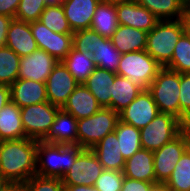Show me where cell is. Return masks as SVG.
<instances>
[{"mask_svg":"<svg viewBox=\"0 0 190 191\" xmlns=\"http://www.w3.org/2000/svg\"><path fill=\"white\" fill-rule=\"evenodd\" d=\"M37 144L28 137L0 141V177L5 182H26L36 175Z\"/></svg>","mask_w":190,"mask_h":191,"instance_id":"obj_1","label":"cell"},{"mask_svg":"<svg viewBox=\"0 0 190 191\" xmlns=\"http://www.w3.org/2000/svg\"><path fill=\"white\" fill-rule=\"evenodd\" d=\"M84 150L78 144H53L38 140L36 175L62 178Z\"/></svg>","mask_w":190,"mask_h":191,"instance_id":"obj_2","label":"cell"},{"mask_svg":"<svg viewBox=\"0 0 190 191\" xmlns=\"http://www.w3.org/2000/svg\"><path fill=\"white\" fill-rule=\"evenodd\" d=\"M183 33L182 19L159 21L147 34L146 52L162 67H166L171 62L175 44Z\"/></svg>","mask_w":190,"mask_h":191,"instance_id":"obj_3","label":"cell"},{"mask_svg":"<svg viewBox=\"0 0 190 191\" xmlns=\"http://www.w3.org/2000/svg\"><path fill=\"white\" fill-rule=\"evenodd\" d=\"M180 73L162 67L148 90L159 112L171 114L180 120Z\"/></svg>","mask_w":190,"mask_h":191,"instance_id":"obj_4","label":"cell"},{"mask_svg":"<svg viewBox=\"0 0 190 191\" xmlns=\"http://www.w3.org/2000/svg\"><path fill=\"white\" fill-rule=\"evenodd\" d=\"M118 121L119 113L105 107L90 117L77 120V144L92 149L107 134L114 132Z\"/></svg>","mask_w":190,"mask_h":191,"instance_id":"obj_5","label":"cell"},{"mask_svg":"<svg viewBox=\"0 0 190 191\" xmlns=\"http://www.w3.org/2000/svg\"><path fill=\"white\" fill-rule=\"evenodd\" d=\"M162 66L146 50L122 54L117 75L129 78L142 90H147Z\"/></svg>","mask_w":190,"mask_h":191,"instance_id":"obj_6","label":"cell"},{"mask_svg":"<svg viewBox=\"0 0 190 191\" xmlns=\"http://www.w3.org/2000/svg\"><path fill=\"white\" fill-rule=\"evenodd\" d=\"M183 131V123L171 114L161 113L140 129L142 149L152 152L172 141Z\"/></svg>","mask_w":190,"mask_h":191,"instance_id":"obj_7","label":"cell"},{"mask_svg":"<svg viewBox=\"0 0 190 191\" xmlns=\"http://www.w3.org/2000/svg\"><path fill=\"white\" fill-rule=\"evenodd\" d=\"M60 109L49 101L20 108L25 136L36 140H43L49 134Z\"/></svg>","mask_w":190,"mask_h":191,"instance_id":"obj_8","label":"cell"},{"mask_svg":"<svg viewBox=\"0 0 190 191\" xmlns=\"http://www.w3.org/2000/svg\"><path fill=\"white\" fill-rule=\"evenodd\" d=\"M189 148L187 134L182 131L169 143L154 151V173L157 182H166L184 152Z\"/></svg>","mask_w":190,"mask_h":191,"instance_id":"obj_9","label":"cell"},{"mask_svg":"<svg viewBox=\"0 0 190 191\" xmlns=\"http://www.w3.org/2000/svg\"><path fill=\"white\" fill-rule=\"evenodd\" d=\"M104 168L91 149H84L61 178L64 185L94 186Z\"/></svg>","mask_w":190,"mask_h":191,"instance_id":"obj_10","label":"cell"},{"mask_svg":"<svg viewBox=\"0 0 190 191\" xmlns=\"http://www.w3.org/2000/svg\"><path fill=\"white\" fill-rule=\"evenodd\" d=\"M32 35L40 50L52 55L58 62L63 61L73 47V33L60 34L51 31L41 21L30 23Z\"/></svg>","mask_w":190,"mask_h":191,"instance_id":"obj_11","label":"cell"},{"mask_svg":"<svg viewBox=\"0 0 190 191\" xmlns=\"http://www.w3.org/2000/svg\"><path fill=\"white\" fill-rule=\"evenodd\" d=\"M159 113V109L153 100L150 91L142 90L138 96L122 111L119 112V120L142 129L148 125Z\"/></svg>","mask_w":190,"mask_h":191,"instance_id":"obj_12","label":"cell"},{"mask_svg":"<svg viewBox=\"0 0 190 191\" xmlns=\"http://www.w3.org/2000/svg\"><path fill=\"white\" fill-rule=\"evenodd\" d=\"M78 82L67 70L62 61H59L53 68L46 81V91L48 101L62 108L69 95L78 86Z\"/></svg>","mask_w":190,"mask_h":191,"instance_id":"obj_13","label":"cell"},{"mask_svg":"<svg viewBox=\"0 0 190 191\" xmlns=\"http://www.w3.org/2000/svg\"><path fill=\"white\" fill-rule=\"evenodd\" d=\"M58 61L44 50L33 51L28 56L20 57L19 79H28L46 83Z\"/></svg>","mask_w":190,"mask_h":191,"instance_id":"obj_14","label":"cell"},{"mask_svg":"<svg viewBox=\"0 0 190 191\" xmlns=\"http://www.w3.org/2000/svg\"><path fill=\"white\" fill-rule=\"evenodd\" d=\"M118 23L145 32L152 30L160 21L152 12L135 0L116 5Z\"/></svg>","mask_w":190,"mask_h":191,"instance_id":"obj_15","label":"cell"},{"mask_svg":"<svg viewBox=\"0 0 190 191\" xmlns=\"http://www.w3.org/2000/svg\"><path fill=\"white\" fill-rule=\"evenodd\" d=\"M9 87L11 102L20 108L48 101L46 83L18 78Z\"/></svg>","mask_w":190,"mask_h":191,"instance_id":"obj_16","label":"cell"},{"mask_svg":"<svg viewBox=\"0 0 190 191\" xmlns=\"http://www.w3.org/2000/svg\"><path fill=\"white\" fill-rule=\"evenodd\" d=\"M101 0H64L62 7L72 31L90 29L96 7Z\"/></svg>","mask_w":190,"mask_h":191,"instance_id":"obj_17","label":"cell"},{"mask_svg":"<svg viewBox=\"0 0 190 191\" xmlns=\"http://www.w3.org/2000/svg\"><path fill=\"white\" fill-rule=\"evenodd\" d=\"M101 108L88 88L84 84H78L61 109L79 120L94 115Z\"/></svg>","mask_w":190,"mask_h":191,"instance_id":"obj_18","label":"cell"},{"mask_svg":"<svg viewBox=\"0 0 190 191\" xmlns=\"http://www.w3.org/2000/svg\"><path fill=\"white\" fill-rule=\"evenodd\" d=\"M6 46L20 57L28 56L33 51L38 50L30 23L13 19L7 31Z\"/></svg>","mask_w":190,"mask_h":191,"instance_id":"obj_19","label":"cell"},{"mask_svg":"<svg viewBox=\"0 0 190 191\" xmlns=\"http://www.w3.org/2000/svg\"><path fill=\"white\" fill-rule=\"evenodd\" d=\"M123 175L127 178L158 183L154 173V153L140 149L125 161Z\"/></svg>","mask_w":190,"mask_h":191,"instance_id":"obj_20","label":"cell"},{"mask_svg":"<svg viewBox=\"0 0 190 191\" xmlns=\"http://www.w3.org/2000/svg\"><path fill=\"white\" fill-rule=\"evenodd\" d=\"M104 170L123 171L125 158L121 154L115 132L107 134L92 149Z\"/></svg>","mask_w":190,"mask_h":191,"instance_id":"obj_21","label":"cell"},{"mask_svg":"<svg viewBox=\"0 0 190 191\" xmlns=\"http://www.w3.org/2000/svg\"><path fill=\"white\" fill-rule=\"evenodd\" d=\"M53 144H77V119L60 109L49 134L43 139Z\"/></svg>","mask_w":190,"mask_h":191,"instance_id":"obj_22","label":"cell"},{"mask_svg":"<svg viewBox=\"0 0 190 191\" xmlns=\"http://www.w3.org/2000/svg\"><path fill=\"white\" fill-rule=\"evenodd\" d=\"M147 34L148 32L143 30L119 24L110 39L116 49L121 54H125L133 51L146 50Z\"/></svg>","mask_w":190,"mask_h":191,"instance_id":"obj_23","label":"cell"},{"mask_svg":"<svg viewBox=\"0 0 190 191\" xmlns=\"http://www.w3.org/2000/svg\"><path fill=\"white\" fill-rule=\"evenodd\" d=\"M117 74L97 67L83 83L105 108H111V88Z\"/></svg>","mask_w":190,"mask_h":191,"instance_id":"obj_24","label":"cell"},{"mask_svg":"<svg viewBox=\"0 0 190 191\" xmlns=\"http://www.w3.org/2000/svg\"><path fill=\"white\" fill-rule=\"evenodd\" d=\"M26 138L21 122L20 107L9 102L0 111V141Z\"/></svg>","mask_w":190,"mask_h":191,"instance_id":"obj_25","label":"cell"},{"mask_svg":"<svg viewBox=\"0 0 190 191\" xmlns=\"http://www.w3.org/2000/svg\"><path fill=\"white\" fill-rule=\"evenodd\" d=\"M111 88V109L119 113L126 108L142 91L129 78L115 76Z\"/></svg>","mask_w":190,"mask_h":191,"instance_id":"obj_26","label":"cell"},{"mask_svg":"<svg viewBox=\"0 0 190 191\" xmlns=\"http://www.w3.org/2000/svg\"><path fill=\"white\" fill-rule=\"evenodd\" d=\"M119 26L116 5L100 1L96 7L90 29L110 39Z\"/></svg>","mask_w":190,"mask_h":191,"instance_id":"obj_27","label":"cell"},{"mask_svg":"<svg viewBox=\"0 0 190 191\" xmlns=\"http://www.w3.org/2000/svg\"><path fill=\"white\" fill-rule=\"evenodd\" d=\"M62 62L79 84H83L96 68L90 54L80 52L74 47Z\"/></svg>","mask_w":190,"mask_h":191,"instance_id":"obj_28","label":"cell"},{"mask_svg":"<svg viewBox=\"0 0 190 191\" xmlns=\"http://www.w3.org/2000/svg\"><path fill=\"white\" fill-rule=\"evenodd\" d=\"M152 12L160 21L178 20L184 15V0H135Z\"/></svg>","mask_w":190,"mask_h":191,"instance_id":"obj_29","label":"cell"},{"mask_svg":"<svg viewBox=\"0 0 190 191\" xmlns=\"http://www.w3.org/2000/svg\"><path fill=\"white\" fill-rule=\"evenodd\" d=\"M91 56L97 67L117 74L122 54L112 44L111 39L99 36L98 47Z\"/></svg>","mask_w":190,"mask_h":191,"instance_id":"obj_30","label":"cell"},{"mask_svg":"<svg viewBox=\"0 0 190 191\" xmlns=\"http://www.w3.org/2000/svg\"><path fill=\"white\" fill-rule=\"evenodd\" d=\"M114 132L118 139L121 154L125 160L132 157L137 151L142 149L140 129L119 120Z\"/></svg>","mask_w":190,"mask_h":191,"instance_id":"obj_31","label":"cell"},{"mask_svg":"<svg viewBox=\"0 0 190 191\" xmlns=\"http://www.w3.org/2000/svg\"><path fill=\"white\" fill-rule=\"evenodd\" d=\"M20 56L7 46L0 48V85L10 86L18 79Z\"/></svg>","mask_w":190,"mask_h":191,"instance_id":"obj_32","label":"cell"},{"mask_svg":"<svg viewBox=\"0 0 190 191\" xmlns=\"http://www.w3.org/2000/svg\"><path fill=\"white\" fill-rule=\"evenodd\" d=\"M165 183L173 191H190V148L181 156Z\"/></svg>","mask_w":190,"mask_h":191,"instance_id":"obj_33","label":"cell"},{"mask_svg":"<svg viewBox=\"0 0 190 191\" xmlns=\"http://www.w3.org/2000/svg\"><path fill=\"white\" fill-rule=\"evenodd\" d=\"M39 21L53 32L60 34L74 33L69 26L62 5L46 6Z\"/></svg>","mask_w":190,"mask_h":191,"instance_id":"obj_34","label":"cell"},{"mask_svg":"<svg viewBox=\"0 0 190 191\" xmlns=\"http://www.w3.org/2000/svg\"><path fill=\"white\" fill-rule=\"evenodd\" d=\"M178 73H190V39L185 33L181 35L175 44L171 62L166 66Z\"/></svg>","mask_w":190,"mask_h":191,"instance_id":"obj_35","label":"cell"},{"mask_svg":"<svg viewBox=\"0 0 190 191\" xmlns=\"http://www.w3.org/2000/svg\"><path fill=\"white\" fill-rule=\"evenodd\" d=\"M45 8L44 0H20L15 19L27 23L35 22L40 19Z\"/></svg>","mask_w":190,"mask_h":191,"instance_id":"obj_36","label":"cell"},{"mask_svg":"<svg viewBox=\"0 0 190 191\" xmlns=\"http://www.w3.org/2000/svg\"><path fill=\"white\" fill-rule=\"evenodd\" d=\"M99 36L92 29L77 30L73 33V47L80 52L92 55L98 47Z\"/></svg>","mask_w":190,"mask_h":191,"instance_id":"obj_37","label":"cell"},{"mask_svg":"<svg viewBox=\"0 0 190 191\" xmlns=\"http://www.w3.org/2000/svg\"><path fill=\"white\" fill-rule=\"evenodd\" d=\"M123 180V171L104 170L94 186L98 191H121Z\"/></svg>","mask_w":190,"mask_h":191,"instance_id":"obj_38","label":"cell"},{"mask_svg":"<svg viewBox=\"0 0 190 191\" xmlns=\"http://www.w3.org/2000/svg\"><path fill=\"white\" fill-rule=\"evenodd\" d=\"M28 191H65L60 178L32 176L26 181Z\"/></svg>","mask_w":190,"mask_h":191,"instance_id":"obj_39","label":"cell"},{"mask_svg":"<svg viewBox=\"0 0 190 191\" xmlns=\"http://www.w3.org/2000/svg\"><path fill=\"white\" fill-rule=\"evenodd\" d=\"M180 121L182 123L190 116V73H180Z\"/></svg>","mask_w":190,"mask_h":191,"instance_id":"obj_40","label":"cell"},{"mask_svg":"<svg viewBox=\"0 0 190 191\" xmlns=\"http://www.w3.org/2000/svg\"><path fill=\"white\" fill-rule=\"evenodd\" d=\"M153 184L154 183L139 181L124 176L121 191H150Z\"/></svg>","mask_w":190,"mask_h":191,"instance_id":"obj_41","label":"cell"},{"mask_svg":"<svg viewBox=\"0 0 190 191\" xmlns=\"http://www.w3.org/2000/svg\"><path fill=\"white\" fill-rule=\"evenodd\" d=\"M20 0H0V15H7L15 19Z\"/></svg>","mask_w":190,"mask_h":191,"instance_id":"obj_42","label":"cell"},{"mask_svg":"<svg viewBox=\"0 0 190 191\" xmlns=\"http://www.w3.org/2000/svg\"><path fill=\"white\" fill-rule=\"evenodd\" d=\"M13 19L7 15H0V48L6 46L7 31Z\"/></svg>","mask_w":190,"mask_h":191,"instance_id":"obj_43","label":"cell"},{"mask_svg":"<svg viewBox=\"0 0 190 191\" xmlns=\"http://www.w3.org/2000/svg\"><path fill=\"white\" fill-rule=\"evenodd\" d=\"M2 191H28L26 182H5Z\"/></svg>","mask_w":190,"mask_h":191,"instance_id":"obj_44","label":"cell"},{"mask_svg":"<svg viewBox=\"0 0 190 191\" xmlns=\"http://www.w3.org/2000/svg\"><path fill=\"white\" fill-rule=\"evenodd\" d=\"M11 101L10 87L8 85H0V111Z\"/></svg>","mask_w":190,"mask_h":191,"instance_id":"obj_45","label":"cell"},{"mask_svg":"<svg viewBox=\"0 0 190 191\" xmlns=\"http://www.w3.org/2000/svg\"><path fill=\"white\" fill-rule=\"evenodd\" d=\"M65 191H98L95 186L64 185Z\"/></svg>","mask_w":190,"mask_h":191,"instance_id":"obj_46","label":"cell"},{"mask_svg":"<svg viewBox=\"0 0 190 191\" xmlns=\"http://www.w3.org/2000/svg\"><path fill=\"white\" fill-rule=\"evenodd\" d=\"M150 191H173V190L166 183L158 182L154 183L151 186Z\"/></svg>","mask_w":190,"mask_h":191,"instance_id":"obj_47","label":"cell"},{"mask_svg":"<svg viewBox=\"0 0 190 191\" xmlns=\"http://www.w3.org/2000/svg\"><path fill=\"white\" fill-rule=\"evenodd\" d=\"M184 28V33L190 39V18H181Z\"/></svg>","mask_w":190,"mask_h":191,"instance_id":"obj_48","label":"cell"},{"mask_svg":"<svg viewBox=\"0 0 190 191\" xmlns=\"http://www.w3.org/2000/svg\"><path fill=\"white\" fill-rule=\"evenodd\" d=\"M182 18H190V0H184V15Z\"/></svg>","mask_w":190,"mask_h":191,"instance_id":"obj_49","label":"cell"},{"mask_svg":"<svg viewBox=\"0 0 190 191\" xmlns=\"http://www.w3.org/2000/svg\"><path fill=\"white\" fill-rule=\"evenodd\" d=\"M183 131L187 134L188 138H190V116L183 123Z\"/></svg>","mask_w":190,"mask_h":191,"instance_id":"obj_50","label":"cell"},{"mask_svg":"<svg viewBox=\"0 0 190 191\" xmlns=\"http://www.w3.org/2000/svg\"><path fill=\"white\" fill-rule=\"evenodd\" d=\"M46 6L61 5L64 0H44Z\"/></svg>","mask_w":190,"mask_h":191,"instance_id":"obj_51","label":"cell"},{"mask_svg":"<svg viewBox=\"0 0 190 191\" xmlns=\"http://www.w3.org/2000/svg\"><path fill=\"white\" fill-rule=\"evenodd\" d=\"M101 1L113 4V5H117V4H121L123 2H128V1H131V0H101Z\"/></svg>","mask_w":190,"mask_h":191,"instance_id":"obj_52","label":"cell"},{"mask_svg":"<svg viewBox=\"0 0 190 191\" xmlns=\"http://www.w3.org/2000/svg\"><path fill=\"white\" fill-rule=\"evenodd\" d=\"M4 184H5V181L0 177V191H2Z\"/></svg>","mask_w":190,"mask_h":191,"instance_id":"obj_53","label":"cell"}]
</instances>
